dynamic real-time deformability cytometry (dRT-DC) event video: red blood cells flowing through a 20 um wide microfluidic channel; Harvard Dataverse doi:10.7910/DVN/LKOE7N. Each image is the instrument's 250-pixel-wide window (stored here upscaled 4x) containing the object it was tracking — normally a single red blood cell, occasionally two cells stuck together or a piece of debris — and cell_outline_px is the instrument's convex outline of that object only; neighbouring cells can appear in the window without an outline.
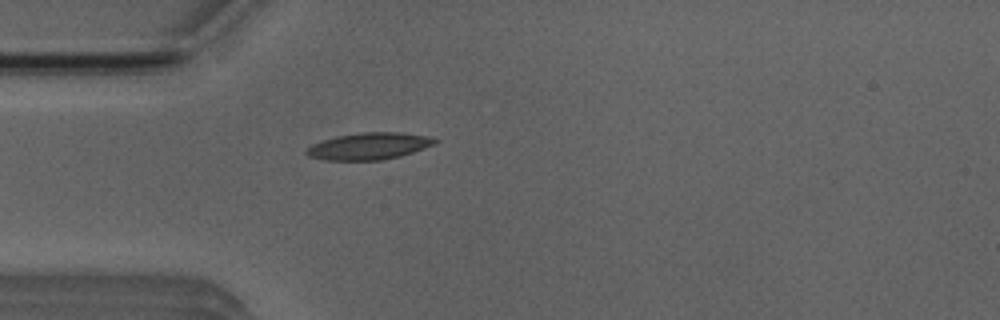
{"species": "Egyptian fruit bat (a non-hibernating species)", "species_latin": "Rousettus aegyptiacus", "temperature_condition": "room temperature", "stored_images_in_passage": 38, "camera_frame_rate_fps": 3000, "um_per_image_px": 0.085, "animal": {"sex": "male"}, "frame": {"image": 1, "passage_image": 1, "time_ms": 0.0, "image_size_px": [1000, 320], "cell_outline_px": [[440, 140], [436, 144], [400, 156], [380, 160], [324, 160], [308, 156], [304, 152], [312, 144], [336, 136], [360, 132], [400, 132], [428, 136]], "centroid_in_image_um": [31.38, 12.41], "position_along_channel_um": 53.6, "area_um2": 20.11}}
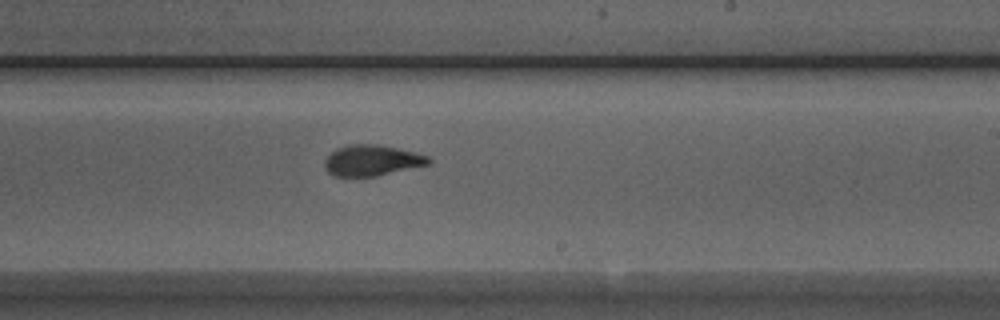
{"frame": {"image": 2, "passage_image": 17, "time_ms": 5.333, "image_size_px": [1000, 320], "cell_outline_px": [[432, 164], [376, 176], [332, 176], [324, 168], [324, 160], [336, 148], [348, 144], [380, 144], [416, 152], [428, 156], [432, 160]], "centroid_in_image_um": [31.63, 13.63], "position_along_channel_um": 257.4, "area_um2": 18.96}}
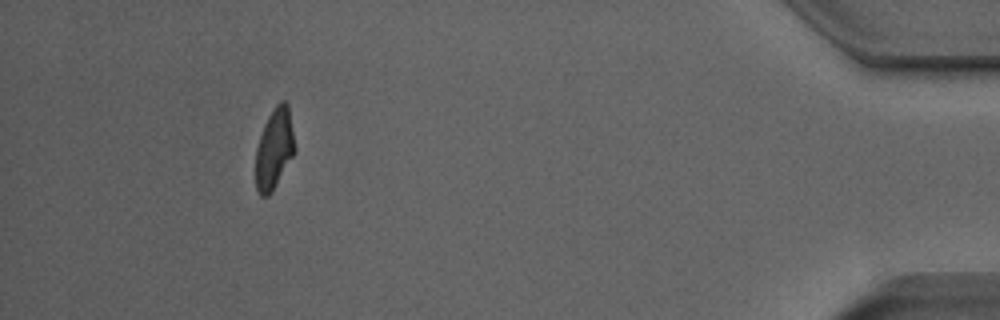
{"frame": {"image": 3, "passage_image": 34, "time_ms": 11.0, "image_size_px": [1000, 320], "cell_outline_px": [[296, 152], [268, 196], [260, 196], [256, 188], [256, 148], [264, 124], [272, 108], [280, 100], [284, 100], [288, 104], [296, 148]], "centroid_in_image_um": [23.33, 12.6], "position_along_channel_um": 411.9, "area_um2": 18.38}, "authors_computed_cell_mechanics": {"area_um2": 18.9584, "velocity_mm_per_s": 3.9217, "shape_relaxation_time_tau1_ms": 6.9706, "shape_relaxation_time_tau2_ms": 1.3446, "deformation_change_tau1": 0.2111, "deformation_change_tau2": 0.0826}}